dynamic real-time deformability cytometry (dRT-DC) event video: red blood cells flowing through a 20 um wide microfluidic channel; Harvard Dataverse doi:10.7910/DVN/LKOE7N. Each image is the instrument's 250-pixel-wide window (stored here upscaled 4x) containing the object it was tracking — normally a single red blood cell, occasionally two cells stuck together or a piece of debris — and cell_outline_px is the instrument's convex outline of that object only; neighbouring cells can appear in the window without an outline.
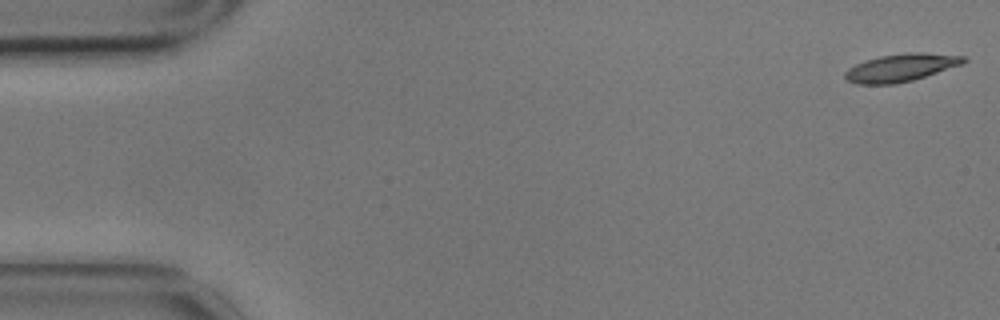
{"species": "common noctule bat (a hibernating species)", "species_latin": "Nyctalus noctula", "temperature_condition": "cold", "stored_images_in_passage": 10, "camera_frame_rate_fps": 3000, "um_per_image_px": 0.085, "animal": {"sex": "male", "body_mass_g": 17.9}, "frame": {"image": 1, "passage_image": 1, "time_ms": 0.0, "image_size_px": [1000, 320], "cell_outline_px": [[968, 60], [964, 64], [912, 80], [896, 84], [856, 84], [848, 80], [844, 76], [844, 72], [848, 68], [864, 60], [880, 56], [908, 52], [920, 52], [964, 56]], "centroid_in_image_um": [76.58, 5.74], "position_along_channel_um": 8.4, "area_um2": 19.19}}